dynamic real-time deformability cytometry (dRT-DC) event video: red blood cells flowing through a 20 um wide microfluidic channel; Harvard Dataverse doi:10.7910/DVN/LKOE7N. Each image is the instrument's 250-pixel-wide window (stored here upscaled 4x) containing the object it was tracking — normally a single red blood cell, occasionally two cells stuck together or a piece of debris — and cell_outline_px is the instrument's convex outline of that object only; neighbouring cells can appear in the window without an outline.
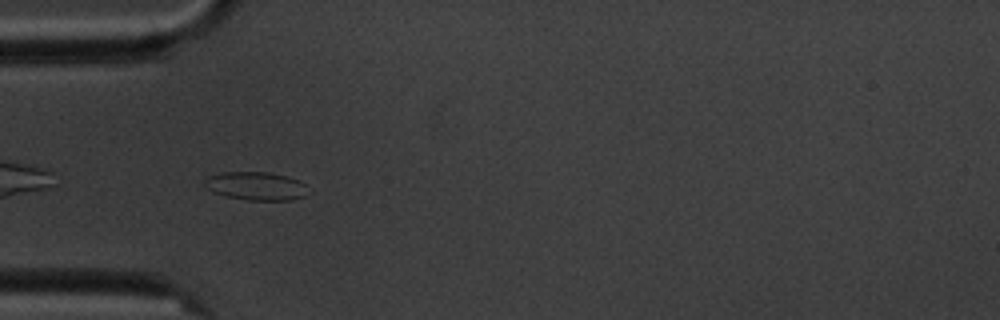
{"species": "common noctule bat (a hibernating species)", "species_latin": "Nyctalus noctula", "temperature_condition": "cold", "stored_images_in_passage": 8, "camera_frame_rate_fps": 3000, "um_per_image_px": 0.085, "animal": {"sex": "male", "body_mass_g": 20.1, "forearm_length_mm": 53.5}, "frame": {"image": 1, "passage_image": 4, "time_ms": 3.333, "image_size_px": [1000, 320], "cell_outline_px": [[312, 192], [304, 196], [292, 200], [248, 200], [224, 196], [212, 192], [204, 184], [204, 180], [208, 176], [224, 172], [268, 172], [288, 176], [304, 184]], "centroid_in_image_um": [21.78, 15.82], "position_along_channel_um": 63.2, "area_um2": 17.22}}
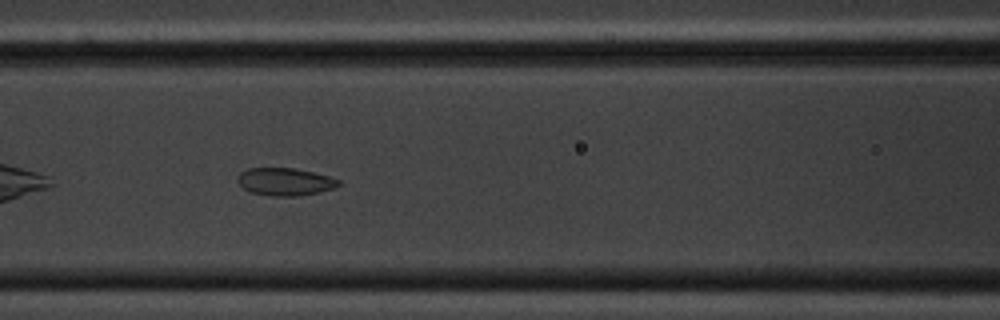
{"frame": {"image": 2, "passage_image": 6, "time_ms": 5.667, "image_size_px": [1000, 320], "cell_outline_px": [[340, 184], [332, 188], [300, 196], [272, 196], [252, 192], [244, 188], [236, 180], [236, 176], [240, 172], [248, 168], [292, 168], [312, 172], [328, 176], [340, 180]], "centroid_in_image_um": [24.18, 15.44], "position_along_channel_um": 142.4, "area_um2": 16.07}}
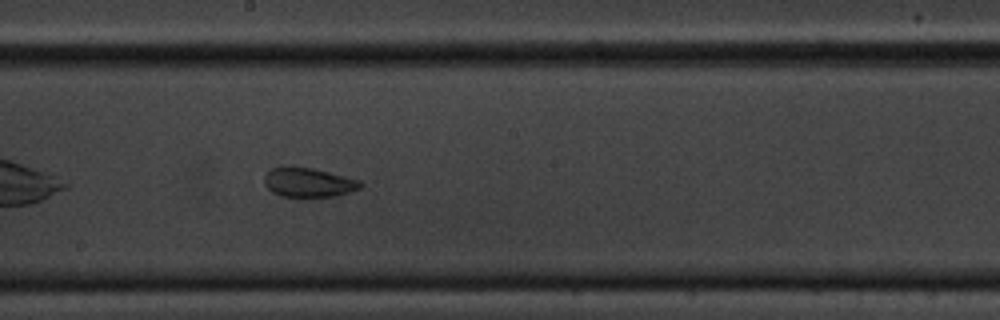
{"frame": {"image": 3, "passage_image": 8, "time_ms": 8.0, "image_size_px": [1000, 320], "cell_outline_px": [[364, 184], [360, 188], [336, 196], [280, 196], [272, 192], [264, 184], [264, 176], [272, 168], [284, 164], [312, 168], [360, 180]], "centroid_in_image_um": [26.18, 15.48], "position_along_channel_um": 222.0, "area_um2": 16.53}}